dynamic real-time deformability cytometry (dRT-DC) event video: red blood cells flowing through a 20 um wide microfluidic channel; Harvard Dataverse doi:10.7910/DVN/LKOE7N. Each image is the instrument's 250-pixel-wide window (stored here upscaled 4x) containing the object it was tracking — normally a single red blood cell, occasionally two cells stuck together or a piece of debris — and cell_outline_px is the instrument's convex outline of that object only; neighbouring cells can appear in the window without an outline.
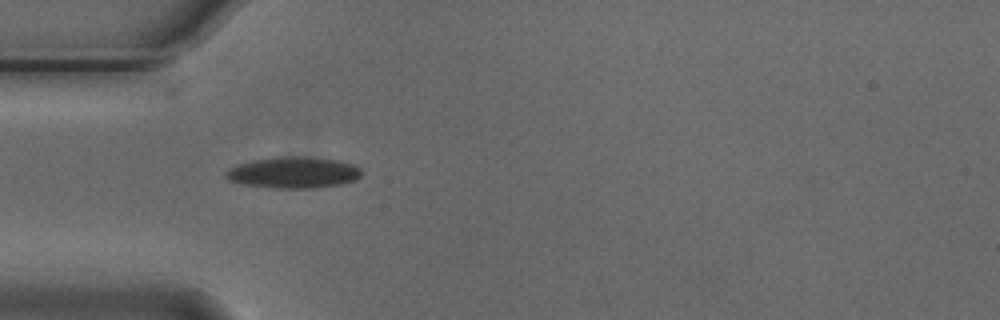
{"species": "Egyptian fruit bat (a non-hibernating species)", "species_latin": "Rousettus aegyptiacus", "temperature_condition": "cold", "stored_images_in_passage": 36, "camera_frame_rate_fps": 3000, "um_per_image_px": 0.085, "animal": {"sex": "male"}, "frame": {"image": 1, "passage_image": 1, "time_ms": 0.0, "image_size_px": [1000, 320], "cell_outline_px": [[360, 176], [356, 180], [340, 184], [316, 188], [276, 188], [244, 184], [228, 180], [224, 176], [224, 172], [240, 164], [256, 160], [288, 156], [304, 156], [336, 160], [352, 164], [360, 168]], "centroid_in_image_um": [24.96, 14.67], "position_along_channel_um": 60.0, "area_um2": 24.39}}
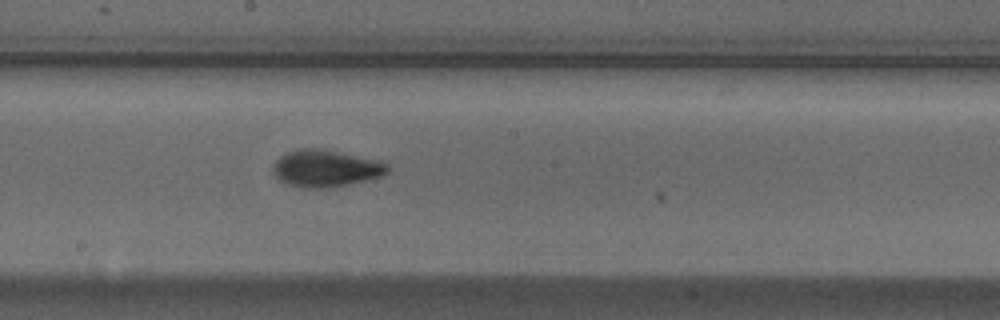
{"frame": {"image": 2, "passage_image": 14, "time_ms": 4.333, "image_size_px": [1000, 320], "cell_outline_px": [[388, 172], [380, 176], [364, 180], [324, 188], [308, 188], [288, 184], [280, 180], [276, 176], [272, 168], [276, 160], [280, 156], [296, 148], [324, 148], [380, 160], [388, 164]], "centroid_in_image_um": [27.68, 14.27], "position_along_channel_um": 220.5, "area_um2": 24.57}}
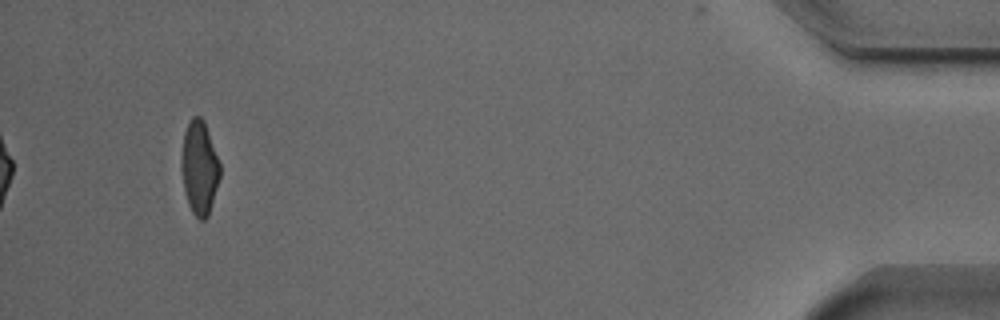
{"frame": {"image": 3, "passage_image": 36, "time_ms": 11.667, "image_size_px": [1000, 320], "cell_outline_px": [[220, 176], [208, 216], [204, 220], [200, 220], [192, 212], [188, 204], [184, 188], [180, 168], [180, 156], [184, 132], [192, 116], [200, 116], [204, 120], [220, 164]], "centroid_in_image_um": [16.93, 14.24], "position_along_channel_um": 418.3, "area_um2": 21.1}, "authors_computed_cell_mechanics": {"area_um2": 22.4842, "velocity_mm_per_s": 3.7638, "shape_relaxation_time_tau1_ms": 3.5776, "shape_relaxation_time_tau2_ms": 1.6227, "deformation_change_tau1": 0.1235, "deformation_change_tau2": 0.0741}}